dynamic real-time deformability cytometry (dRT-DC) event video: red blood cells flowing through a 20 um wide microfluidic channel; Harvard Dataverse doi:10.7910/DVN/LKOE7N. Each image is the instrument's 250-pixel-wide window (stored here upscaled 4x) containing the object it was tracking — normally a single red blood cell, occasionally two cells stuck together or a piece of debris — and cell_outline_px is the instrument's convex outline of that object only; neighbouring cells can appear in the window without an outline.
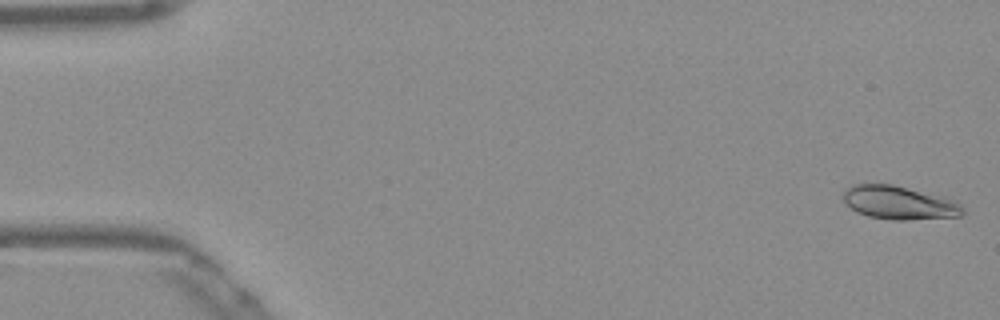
{"species": "Egyptian fruit bat (a non-hibernating species)", "species_latin": "Rousettus aegyptiacus", "temperature_condition": "warm", "stored_images_in_passage": 15, "camera_frame_rate_fps": 3000, "um_per_image_px": 0.085, "frame": {"image": 1, "passage_image": 1, "time_ms": 0.0, "image_size_px": [1000, 320], "cell_outline_px": [[964, 212], [960, 216], [908, 220], [892, 220], [868, 216], [856, 212], [844, 200], [844, 192], [852, 184], [892, 184], [944, 196], [956, 200], [964, 208]], "centroid_in_image_um": [76.48, 17.23], "position_along_channel_um": 8.5, "area_um2": 23.35}}
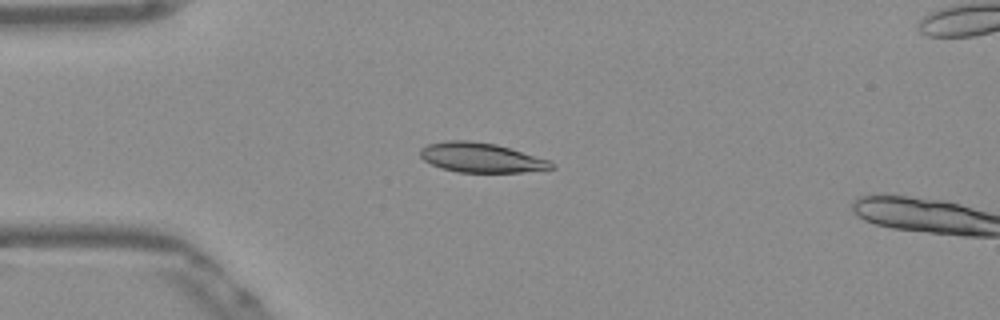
{"frame": {"image": 2, "passage_image": 13, "time_ms": 4.0, "image_size_px": [1000, 320], "cell_outline_px": [[556, 168], [524, 172], [456, 172], [440, 168], [424, 160], [420, 156], [420, 148], [428, 144], [448, 140], [468, 140], [496, 144], [548, 160], [556, 164]], "centroid_in_image_um": [40.88, 13.4], "position_along_channel_um": 44.1, "area_um2": 22.6}}